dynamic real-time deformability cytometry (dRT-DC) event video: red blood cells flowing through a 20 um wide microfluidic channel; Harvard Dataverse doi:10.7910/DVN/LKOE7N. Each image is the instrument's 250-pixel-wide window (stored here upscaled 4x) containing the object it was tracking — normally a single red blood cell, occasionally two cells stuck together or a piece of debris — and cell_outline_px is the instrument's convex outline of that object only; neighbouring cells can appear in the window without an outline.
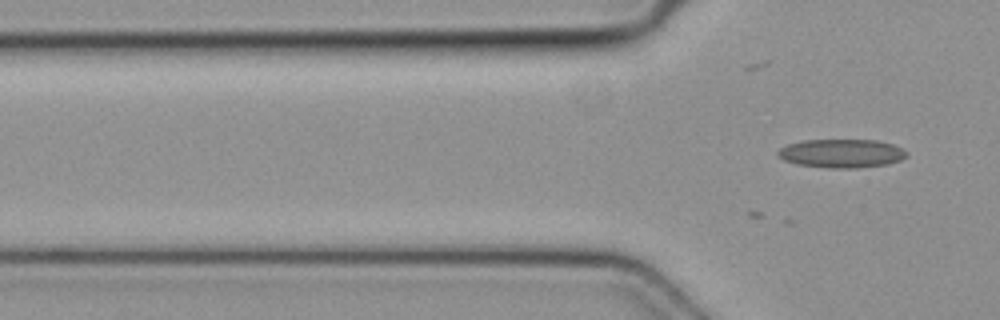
{"species": "common noctule bat (a hibernating species)", "species_latin": "Nyctalus noctula", "temperature_condition": "cold", "stored_images_in_passage": 4, "camera_frame_rate_fps": 3000, "um_per_image_px": 0.085, "animal": {"sex": "female", "body_mass_g": 19.3, "forearm_length_mm": 54.1}, "frame": {"image": 1, "passage_image": 4, "time_ms": 1.0, "image_size_px": [1000, 320], "cell_outline_px": [[908, 156], [900, 160], [888, 164], [856, 168], [832, 168], [796, 164], [784, 160], [776, 156], [776, 152], [780, 148], [788, 144], [804, 140], [876, 140], [892, 144], [908, 152]], "centroid_in_image_um": [71.52, 13.04], "position_along_channel_um": 54.3, "area_um2": 21.5}}